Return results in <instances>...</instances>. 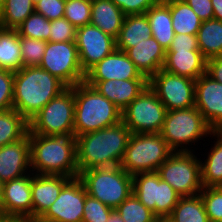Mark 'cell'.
<instances>
[{"label":"cell","mask_w":222,"mask_h":222,"mask_svg":"<svg viewBox=\"0 0 222 222\" xmlns=\"http://www.w3.org/2000/svg\"><path fill=\"white\" fill-rule=\"evenodd\" d=\"M91 0H66L64 18L79 28L91 22Z\"/></svg>","instance_id":"cell-37"},{"label":"cell","mask_w":222,"mask_h":222,"mask_svg":"<svg viewBox=\"0 0 222 222\" xmlns=\"http://www.w3.org/2000/svg\"><path fill=\"white\" fill-rule=\"evenodd\" d=\"M21 68L23 63L18 32L0 28V69L16 72Z\"/></svg>","instance_id":"cell-27"},{"label":"cell","mask_w":222,"mask_h":222,"mask_svg":"<svg viewBox=\"0 0 222 222\" xmlns=\"http://www.w3.org/2000/svg\"><path fill=\"white\" fill-rule=\"evenodd\" d=\"M66 0H40L35 4V12L49 21L64 18Z\"/></svg>","instance_id":"cell-43"},{"label":"cell","mask_w":222,"mask_h":222,"mask_svg":"<svg viewBox=\"0 0 222 222\" xmlns=\"http://www.w3.org/2000/svg\"><path fill=\"white\" fill-rule=\"evenodd\" d=\"M167 51H200L197 35L175 34Z\"/></svg>","instance_id":"cell-45"},{"label":"cell","mask_w":222,"mask_h":222,"mask_svg":"<svg viewBox=\"0 0 222 222\" xmlns=\"http://www.w3.org/2000/svg\"><path fill=\"white\" fill-rule=\"evenodd\" d=\"M195 107L213 131H222V83L207 73L195 81Z\"/></svg>","instance_id":"cell-16"},{"label":"cell","mask_w":222,"mask_h":222,"mask_svg":"<svg viewBox=\"0 0 222 222\" xmlns=\"http://www.w3.org/2000/svg\"><path fill=\"white\" fill-rule=\"evenodd\" d=\"M5 3V0H0V7Z\"/></svg>","instance_id":"cell-54"},{"label":"cell","mask_w":222,"mask_h":222,"mask_svg":"<svg viewBox=\"0 0 222 222\" xmlns=\"http://www.w3.org/2000/svg\"><path fill=\"white\" fill-rule=\"evenodd\" d=\"M67 87L84 82L76 42L47 41L43 58L39 64Z\"/></svg>","instance_id":"cell-11"},{"label":"cell","mask_w":222,"mask_h":222,"mask_svg":"<svg viewBox=\"0 0 222 222\" xmlns=\"http://www.w3.org/2000/svg\"><path fill=\"white\" fill-rule=\"evenodd\" d=\"M107 222H124L116 212L110 216Z\"/></svg>","instance_id":"cell-49"},{"label":"cell","mask_w":222,"mask_h":222,"mask_svg":"<svg viewBox=\"0 0 222 222\" xmlns=\"http://www.w3.org/2000/svg\"><path fill=\"white\" fill-rule=\"evenodd\" d=\"M75 42L84 74L116 49L115 38L91 24L76 28Z\"/></svg>","instance_id":"cell-14"},{"label":"cell","mask_w":222,"mask_h":222,"mask_svg":"<svg viewBox=\"0 0 222 222\" xmlns=\"http://www.w3.org/2000/svg\"><path fill=\"white\" fill-rule=\"evenodd\" d=\"M122 12L127 15L145 14L156 0H111Z\"/></svg>","instance_id":"cell-44"},{"label":"cell","mask_w":222,"mask_h":222,"mask_svg":"<svg viewBox=\"0 0 222 222\" xmlns=\"http://www.w3.org/2000/svg\"><path fill=\"white\" fill-rule=\"evenodd\" d=\"M166 107L148 86L123 111L122 121L131 133H160Z\"/></svg>","instance_id":"cell-10"},{"label":"cell","mask_w":222,"mask_h":222,"mask_svg":"<svg viewBox=\"0 0 222 222\" xmlns=\"http://www.w3.org/2000/svg\"><path fill=\"white\" fill-rule=\"evenodd\" d=\"M131 134L123 121H120L107 128L75 137L79 174L93 168L120 165Z\"/></svg>","instance_id":"cell-1"},{"label":"cell","mask_w":222,"mask_h":222,"mask_svg":"<svg viewBox=\"0 0 222 222\" xmlns=\"http://www.w3.org/2000/svg\"><path fill=\"white\" fill-rule=\"evenodd\" d=\"M123 111L147 87L148 79L85 81Z\"/></svg>","instance_id":"cell-20"},{"label":"cell","mask_w":222,"mask_h":222,"mask_svg":"<svg viewBox=\"0 0 222 222\" xmlns=\"http://www.w3.org/2000/svg\"><path fill=\"white\" fill-rule=\"evenodd\" d=\"M173 152L160 133H132L120 166L131 176L157 172Z\"/></svg>","instance_id":"cell-5"},{"label":"cell","mask_w":222,"mask_h":222,"mask_svg":"<svg viewBox=\"0 0 222 222\" xmlns=\"http://www.w3.org/2000/svg\"><path fill=\"white\" fill-rule=\"evenodd\" d=\"M68 87L39 66L14 72L13 109L27 121Z\"/></svg>","instance_id":"cell-3"},{"label":"cell","mask_w":222,"mask_h":222,"mask_svg":"<svg viewBox=\"0 0 222 222\" xmlns=\"http://www.w3.org/2000/svg\"><path fill=\"white\" fill-rule=\"evenodd\" d=\"M78 177L89 196L113 209L132 194V176L120 165L85 170Z\"/></svg>","instance_id":"cell-6"},{"label":"cell","mask_w":222,"mask_h":222,"mask_svg":"<svg viewBox=\"0 0 222 222\" xmlns=\"http://www.w3.org/2000/svg\"><path fill=\"white\" fill-rule=\"evenodd\" d=\"M217 141L207 152L208 156L201 163V180L203 187H222V131L211 133Z\"/></svg>","instance_id":"cell-26"},{"label":"cell","mask_w":222,"mask_h":222,"mask_svg":"<svg viewBox=\"0 0 222 222\" xmlns=\"http://www.w3.org/2000/svg\"><path fill=\"white\" fill-rule=\"evenodd\" d=\"M74 136L122 121V111L85 81L74 86Z\"/></svg>","instance_id":"cell-4"},{"label":"cell","mask_w":222,"mask_h":222,"mask_svg":"<svg viewBox=\"0 0 222 222\" xmlns=\"http://www.w3.org/2000/svg\"><path fill=\"white\" fill-rule=\"evenodd\" d=\"M148 86L167 111L195 106V80L160 69L148 79Z\"/></svg>","instance_id":"cell-12"},{"label":"cell","mask_w":222,"mask_h":222,"mask_svg":"<svg viewBox=\"0 0 222 222\" xmlns=\"http://www.w3.org/2000/svg\"><path fill=\"white\" fill-rule=\"evenodd\" d=\"M47 41L20 37L23 67L39 66Z\"/></svg>","instance_id":"cell-39"},{"label":"cell","mask_w":222,"mask_h":222,"mask_svg":"<svg viewBox=\"0 0 222 222\" xmlns=\"http://www.w3.org/2000/svg\"><path fill=\"white\" fill-rule=\"evenodd\" d=\"M156 222H170L167 218L158 219Z\"/></svg>","instance_id":"cell-52"},{"label":"cell","mask_w":222,"mask_h":222,"mask_svg":"<svg viewBox=\"0 0 222 222\" xmlns=\"http://www.w3.org/2000/svg\"><path fill=\"white\" fill-rule=\"evenodd\" d=\"M0 222H28V221L23 219L0 218Z\"/></svg>","instance_id":"cell-50"},{"label":"cell","mask_w":222,"mask_h":222,"mask_svg":"<svg viewBox=\"0 0 222 222\" xmlns=\"http://www.w3.org/2000/svg\"><path fill=\"white\" fill-rule=\"evenodd\" d=\"M124 222H156L159 218L132 194L114 209Z\"/></svg>","instance_id":"cell-34"},{"label":"cell","mask_w":222,"mask_h":222,"mask_svg":"<svg viewBox=\"0 0 222 222\" xmlns=\"http://www.w3.org/2000/svg\"><path fill=\"white\" fill-rule=\"evenodd\" d=\"M70 179L61 175H37L31 172L33 222L56 201L63 186Z\"/></svg>","instance_id":"cell-19"},{"label":"cell","mask_w":222,"mask_h":222,"mask_svg":"<svg viewBox=\"0 0 222 222\" xmlns=\"http://www.w3.org/2000/svg\"><path fill=\"white\" fill-rule=\"evenodd\" d=\"M207 59L200 51H166L162 69L197 80L206 73Z\"/></svg>","instance_id":"cell-22"},{"label":"cell","mask_w":222,"mask_h":222,"mask_svg":"<svg viewBox=\"0 0 222 222\" xmlns=\"http://www.w3.org/2000/svg\"><path fill=\"white\" fill-rule=\"evenodd\" d=\"M87 191L79 177L71 178L56 201L36 221L82 222Z\"/></svg>","instance_id":"cell-13"},{"label":"cell","mask_w":222,"mask_h":222,"mask_svg":"<svg viewBox=\"0 0 222 222\" xmlns=\"http://www.w3.org/2000/svg\"><path fill=\"white\" fill-rule=\"evenodd\" d=\"M212 132L203 115L193 106L167 111L160 134L174 152H187L191 151L187 144H195L204 136L211 137Z\"/></svg>","instance_id":"cell-7"},{"label":"cell","mask_w":222,"mask_h":222,"mask_svg":"<svg viewBox=\"0 0 222 222\" xmlns=\"http://www.w3.org/2000/svg\"><path fill=\"white\" fill-rule=\"evenodd\" d=\"M50 42H75L76 27L66 18L50 21Z\"/></svg>","instance_id":"cell-41"},{"label":"cell","mask_w":222,"mask_h":222,"mask_svg":"<svg viewBox=\"0 0 222 222\" xmlns=\"http://www.w3.org/2000/svg\"><path fill=\"white\" fill-rule=\"evenodd\" d=\"M33 2H34V4H36L38 1H40V0H32Z\"/></svg>","instance_id":"cell-55"},{"label":"cell","mask_w":222,"mask_h":222,"mask_svg":"<svg viewBox=\"0 0 222 222\" xmlns=\"http://www.w3.org/2000/svg\"><path fill=\"white\" fill-rule=\"evenodd\" d=\"M148 79L136 68L124 51L115 49L86 74L84 81Z\"/></svg>","instance_id":"cell-17"},{"label":"cell","mask_w":222,"mask_h":222,"mask_svg":"<svg viewBox=\"0 0 222 222\" xmlns=\"http://www.w3.org/2000/svg\"><path fill=\"white\" fill-rule=\"evenodd\" d=\"M202 21L213 19L211 0H184Z\"/></svg>","instance_id":"cell-46"},{"label":"cell","mask_w":222,"mask_h":222,"mask_svg":"<svg viewBox=\"0 0 222 222\" xmlns=\"http://www.w3.org/2000/svg\"><path fill=\"white\" fill-rule=\"evenodd\" d=\"M181 195L177 193L167 182L163 181L158 174V194L155 202V215L159 219L167 218L177 205Z\"/></svg>","instance_id":"cell-36"},{"label":"cell","mask_w":222,"mask_h":222,"mask_svg":"<svg viewBox=\"0 0 222 222\" xmlns=\"http://www.w3.org/2000/svg\"><path fill=\"white\" fill-rule=\"evenodd\" d=\"M151 36V27L146 14L127 15L115 39L116 49L126 52Z\"/></svg>","instance_id":"cell-24"},{"label":"cell","mask_w":222,"mask_h":222,"mask_svg":"<svg viewBox=\"0 0 222 222\" xmlns=\"http://www.w3.org/2000/svg\"><path fill=\"white\" fill-rule=\"evenodd\" d=\"M132 192L148 209L155 214L158 194V173L148 172L132 176Z\"/></svg>","instance_id":"cell-33"},{"label":"cell","mask_w":222,"mask_h":222,"mask_svg":"<svg viewBox=\"0 0 222 222\" xmlns=\"http://www.w3.org/2000/svg\"><path fill=\"white\" fill-rule=\"evenodd\" d=\"M198 47L206 59L222 56V21H202L197 33Z\"/></svg>","instance_id":"cell-28"},{"label":"cell","mask_w":222,"mask_h":222,"mask_svg":"<svg viewBox=\"0 0 222 222\" xmlns=\"http://www.w3.org/2000/svg\"><path fill=\"white\" fill-rule=\"evenodd\" d=\"M74 86L51 99L29 122V131L45 136L74 135Z\"/></svg>","instance_id":"cell-8"},{"label":"cell","mask_w":222,"mask_h":222,"mask_svg":"<svg viewBox=\"0 0 222 222\" xmlns=\"http://www.w3.org/2000/svg\"><path fill=\"white\" fill-rule=\"evenodd\" d=\"M194 153L193 149L187 152H173L157 170L160 178L181 196L197 195L203 189L200 163L202 160Z\"/></svg>","instance_id":"cell-9"},{"label":"cell","mask_w":222,"mask_h":222,"mask_svg":"<svg viewBox=\"0 0 222 222\" xmlns=\"http://www.w3.org/2000/svg\"><path fill=\"white\" fill-rule=\"evenodd\" d=\"M29 131V122L15 109L0 112V147L23 138Z\"/></svg>","instance_id":"cell-31"},{"label":"cell","mask_w":222,"mask_h":222,"mask_svg":"<svg viewBox=\"0 0 222 222\" xmlns=\"http://www.w3.org/2000/svg\"><path fill=\"white\" fill-rule=\"evenodd\" d=\"M168 1H172V0H156V2H160V3H166Z\"/></svg>","instance_id":"cell-53"},{"label":"cell","mask_w":222,"mask_h":222,"mask_svg":"<svg viewBox=\"0 0 222 222\" xmlns=\"http://www.w3.org/2000/svg\"><path fill=\"white\" fill-rule=\"evenodd\" d=\"M14 72L0 69V112L13 108Z\"/></svg>","instance_id":"cell-42"},{"label":"cell","mask_w":222,"mask_h":222,"mask_svg":"<svg viewBox=\"0 0 222 222\" xmlns=\"http://www.w3.org/2000/svg\"><path fill=\"white\" fill-rule=\"evenodd\" d=\"M3 188H4V182L0 179V204L3 198Z\"/></svg>","instance_id":"cell-51"},{"label":"cell","mask_w":222,"mask_h":222,"mask_svg":"<svg viewBox=\"0 0 222 222\" xmlns=\"http://www.w3.org/2000/svg\"><path fill=\"white\" fill-rule=\"evenodd\" d=\"M129 59L148 79L162 69L166 50L151 36L126 51Z\"/></svg>","instance_id":"cell-21"},{"label":"cell","mask_w":222,"mask_h":222,"mask_svg":"<svg viewBox=\"0 0 222 222\" xmlns=\"http://www.w3.org/2000/svg\"><path fill=\"white\" fill-rule=\"evenodd\" d=\"M170 7L175 34L197 35L202 20L184 0L166 2Z\"/></svg>","instance_id":"cell-29"},{"label":"cell","mask_w":222,"mask_h":222,"mask_svg":"<svg viewBox=\"0 0 222 222\" xmlns=\"http://www.w3.org/2000/svg\"><path fill=\"white\" fill-rule=\"evenodd\" d=\"M167 219L170 222H209L200 194L181 196Z\"/></svg>","instance_id":"cell-30"},{"label":"cell","mask_w":222,"mask_h":222,"mask_svg":"<svg viewBox=\"0 0 222 222\" xmlns=\"http://www.w3.org/2000/svg\"><path fill=\"white\" fill-rule=\"evenodd\" d=\"M33 12L32 0H5L0 7V28L16 30Z\"/></svg>","instance_id":"cell-32"},{"label":"cell","mask_w":222,"mask_h":222,"mask_svg":"<svg viewBox=\"0 0 222 222\" xmlns=\"http://www.w3.org/2000/svg\"><path fill=\"white\" fill-rule=\"evenodd\" d=\"M19 37L49 41L50 21L43 15L33 12L16 29Z\"/></svg>","instance_id":"cell-35"},{"label":"cell","mask_w":222,"mask_h":222,"mask_svg":"<svg viewBox=\"0 0 222 222\" xmlns=\"http://www.w3.org/2000/svg\"><path fill=\"white\" fill-rule=\"evenodd\" d=\"M145 14L152 36L167 51L175 37L169 5L157 2Z\"/></svg>","instance_id":"cell-25"},{"label":"cell","mask_w":222,"mask_h":222,"mask_svg":"<svg viewBox=\"0 0 222 222\" xmlns=\"http://www.w3.org/2000/svg\"><path fill=\"white\" fill-rule=\"evenodd\" d=\"M82 222H107L114 209L86 195Z\"/></svg>","instance_id":"cell-40"},{"label":"cell","mask_w":222,"mask_h":222,"mask_svg":"<svg viewBox=\"0 0 222 222\" xmlns=\"http://www.w3.org/2000/svg\"><path fill=\"white\" fill-rule=\"evenodd\" d=\"M125 16L111 0H92L90 24L115 39L120 32Z\"/></svg>","instance_id":"cell-23"},{"label":"cell","mask_w":222,"mask_h":222,"mask_svg":"<svg viewBox=\"0 0 222 222\" xmlns=\"http://www.w3.org/2000/svg\"><path fill=\"white\" fill-rule=\"evenodd\" d=\"M31 172L29 132L21 139L0 147V179L10 181Z\"/></svg>","instance_id":"cell-18"},{"label":"cell","mask_w":222,"mask_h":222,"mask_svg":"<svg viewBox=\"0 0 222 222\" xmlns=\"http://www.w3.org/2000/svg\"><path fill=\"white\" fill-rule=\"evenodd\" d=\"M213 6V18L222 21V0H211Z\"/></svg>","instance_id":"cell-48"},{"label":"cell","mask_w":222,"mask_h":222,"mask_svg":"<svg viewBox=\"0 0 222 222\" xmlns=\"http://www.w3.org/2000/svg\"><path fill=\"white\" fill-rule=\"evenodd\" d=\"M0 218L33 222L31 173L4 182Z\"/></svg>","instance_id":"cell-15"},{"label":"cell","mask_w":222,"mask_h":222,"mask_svg":"<svg viewBox=\"0 0 222 222\" xmlns=\"http://www.w3.org/2000/svg\"><path fill=\"white\" fill-rule=\"evenodd\" d=\"M209 222L222 221V187H203L199 193Z\"/></svg>","instance_id":"cell-38"},{"label":"cell","mask_w":222,"mask_h":222,"mask_svg":"<svg viewBox=\"0 0 222 222\" xmlns=\"http://www.w3.org/2000/svg\"><path fill=\"white\" fill-rule=\"evenodd\" d=\"M29 143L34 174L79 176L74 135L45 136L29 132Z\"/></svg>","instance_id":"cell-2"},{"label":"cell","mask_w":222,"mask_h":222,"mask_svg":"<svg viewBox=\"0 0 222 222\" xmlns=\"http://www.w3.org/2000/svg\"><path fill=\"white\" fill-rule=\"evenodd\" d=\"M206 73L214 80L222 83V56L207 59Z\"/></svg>","instance_id":"cell-47"}]
</instances>
